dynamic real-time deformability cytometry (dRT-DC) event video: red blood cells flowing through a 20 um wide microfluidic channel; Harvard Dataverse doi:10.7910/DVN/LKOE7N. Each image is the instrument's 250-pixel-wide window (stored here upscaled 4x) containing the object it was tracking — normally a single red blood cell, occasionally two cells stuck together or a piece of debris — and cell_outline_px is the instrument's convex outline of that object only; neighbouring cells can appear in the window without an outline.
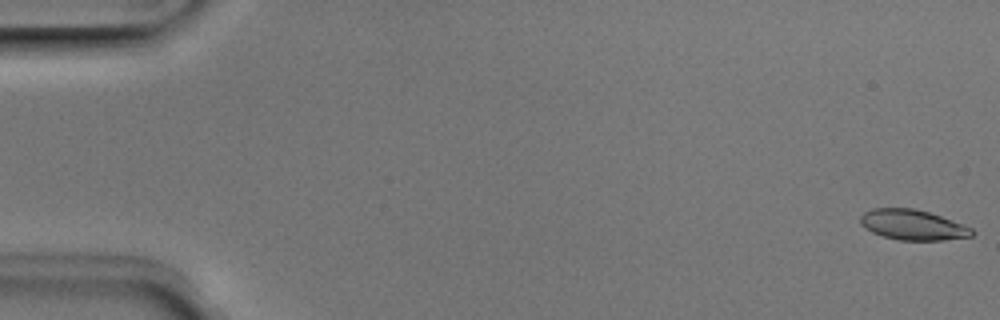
{"species": "Egyptian fruit bat (a non-hibernating species)", "species_latin": "Rousettus aegyptiacus", "temperature_condition": "room temperature", "stored_images_in_passage": 5, "camera_frame_rate_fps": 3000, "um_per_image_px": 0.085, "animal": {"sex": "male"}, "frame": {"image": 1, "passage_image": 1, "time_ms": 0.0, "image_size_px": [1000, 320], "cell_outline_px": [[976, 232], [972, 236], [944, 240], [900, 240], [884, 236], [872, 232], [864, 228], [860, 224], [860, 216], [864, 212], [872, 208], [916, 208], [940, 216], [972, 228]], "centroid_in_image_um": [77.56, 19.11], "position_along_channel_um": 7.4, "area_um2": 19.65}}
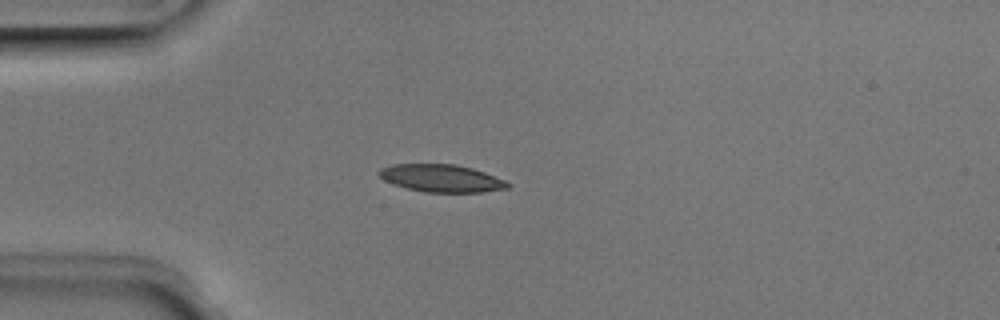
{"frame": {"image": 2, "passage_image": 5, "time_ms": 1.333, "image_size_px": [1000, 320], "cell_outline_px": [[512, 184], [508, 188], [480, 192], [424, 192], [392, 184], [384, 180], [376, 172], [380, 168], [392, 164], [456, 164], [472, 168], [484, 172], [504, 180]], "centroid_in_image_um": [37.49, 15.14], "position_along_channel_um": 47.5, "area_um2": 20.63}}